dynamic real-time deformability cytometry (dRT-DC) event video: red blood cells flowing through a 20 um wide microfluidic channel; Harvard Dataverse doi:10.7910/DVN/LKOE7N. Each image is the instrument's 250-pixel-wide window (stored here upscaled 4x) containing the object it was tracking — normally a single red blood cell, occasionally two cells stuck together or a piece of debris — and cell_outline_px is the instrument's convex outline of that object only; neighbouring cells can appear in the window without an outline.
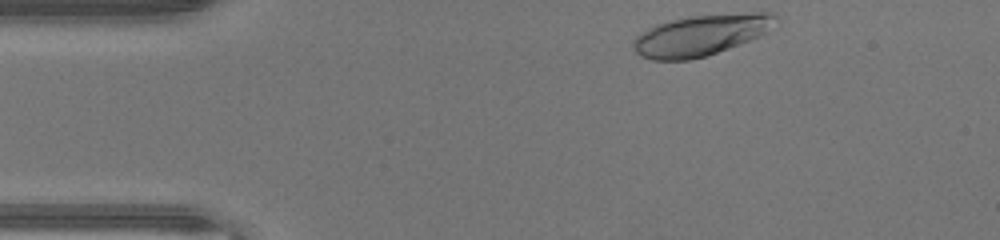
{"species": "human", "species_latin": "Homo sapiens", "temperature_condition": "warm", "stored_images_in_passage": 3, "camera_frame_rate_fps": 3000, "um_per_image_px": 0.085, "donor": {"sex": "male"}, "frame": {"image": 1, "passage_image": 1, "time_ms": 0.0, "image_size_px": [1000, 240], "cell_outline_px": [[776, 16], [764, 32], [760, 36], [728, 48], [704, 56], [688, 60], [652, 60], [640, 56], [636, 52], [632, 44], [632, 40], [636, 36], [648, 28], [656, 24], [688, 16], [752, 12], [776, 12]], "centroid_in_image_um": [59.5, 2.98], "position_along_channel_um": 25.5, "area_um2": 33.52}}